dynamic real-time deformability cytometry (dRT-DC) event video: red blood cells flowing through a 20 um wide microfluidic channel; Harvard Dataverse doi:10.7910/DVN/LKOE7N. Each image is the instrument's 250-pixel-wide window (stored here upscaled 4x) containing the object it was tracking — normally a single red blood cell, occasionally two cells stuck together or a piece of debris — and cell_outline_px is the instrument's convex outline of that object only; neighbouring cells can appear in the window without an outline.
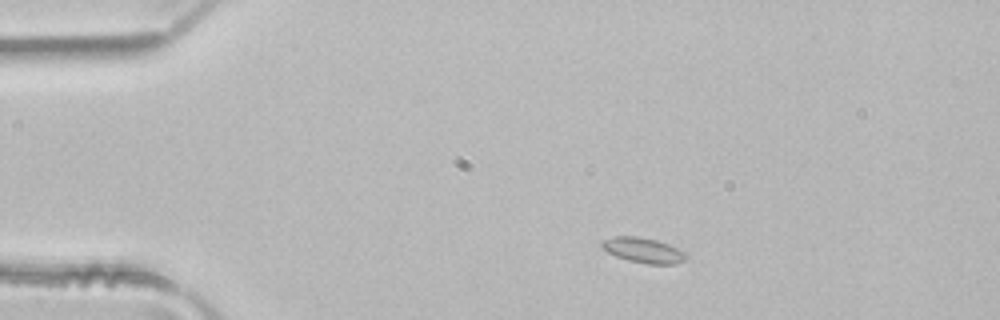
{"species": "common noctule bat (a hibernating species)", "species_latin": "Nyctalus noctula", "temperature_condition": "room temperature", "stored_images_in_passage": 1, "camera_frame_rate_fps": 3000, "um_per_image_px": 0.085, "animal": {"sex": "male", "body_mass_g": 21.5, "forearm_length_mm": 52.0}, "frame": {"image": 1, "passage_image": 1, "time_ms": 0.0, "image_size_px": [1000, 320], "cell_outline_px": [[684, 260], [676, 264], [648, 264], [628, 260], [616, 256], [600, 248], [600, 240], [612, 236], [636, 236], [656, 240], [668, 244], [684, 252]], "centroid_in_image_um": [54.58, 21.26], "position_along_channel_um": 30.4, "area_um2": 12.31}}